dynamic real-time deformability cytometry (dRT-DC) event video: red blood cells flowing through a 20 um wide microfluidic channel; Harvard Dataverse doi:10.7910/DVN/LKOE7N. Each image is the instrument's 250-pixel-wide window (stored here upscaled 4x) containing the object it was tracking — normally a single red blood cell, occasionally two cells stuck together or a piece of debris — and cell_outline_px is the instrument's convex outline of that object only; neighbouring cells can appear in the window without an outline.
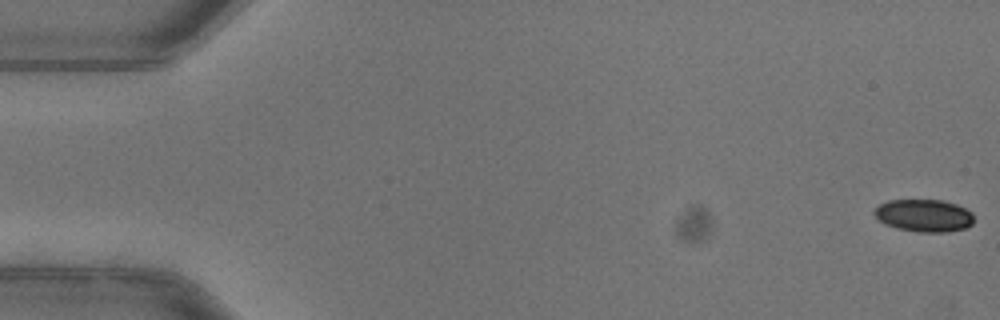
{"species": "common noctule bat (a hibernating species)", "species_latin": "Nyctalus noctula", "temperature_condition": "warm", "stored_images_in_passage": 53, "camera_frame_rate_fps": 3000, "um_per_image_px": 0.085, "animal": {"sex": "female"}, "frame": {"image": 1, "passage_image": 1, "time_ms": 0.0, "image_size_px": [1000, 320], "cell_outline_px": [[972, 224], [964, 228], [948, 232], [916, 232], [896, 228], [884, 224], [872, 212], [880, 204], [888, 200], [944, 200], [956, 204], [972, 212]], "centroid_in_image_um": [78.52, 18.32], "position_along_channel_um": 6.5, "area_um2": 18.84}}
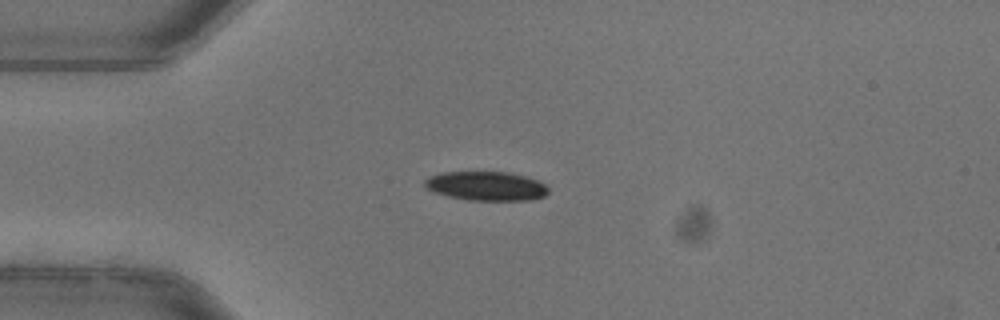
{"frame": {"image": 2, "passage_image": 14, "time_ms": 4.333, "image_size_px": [1000, 320], "cell_outline_px": [[548, 192], [544, 196], [528, 200], [468, 200], [448, 196], [436, 192], [428, 188], [424, 184], [424, 180], [428, 176], [440, 172], [508, 172], [524, 176], [536, 180], [544, 184], [548, 188]], "centroid_in_image_um": [41.3, 15.8], "position_along_channel_um": 43.7, "area_um2": 20.81}}
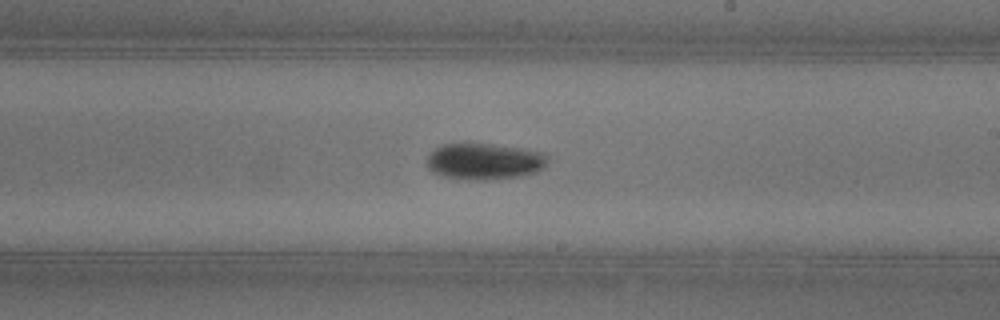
{"frame": {"image": 3, "passage_image": 31, "time_ms": 10.0, "image_size_px": [1000, 320], "cell_outline_px": [[548, 160], [544, 168], [536, 172], [520, 176], [484, 180], [480, 180], [444, 176], [432, 172], [428, 168], [428, 156], [440, 144], [468, 140], [524, 148], [544, 152], [548, 156]], "centroid_in_image_um": [41.18, 13.65], "position_along_channel_um": 247.8, "area_um2": 26.36}, "authors_computed_cell_mechanics": {"area_um2": 22.0796, "velocity_mm_per_s": 3.9698, "shape_relaxation_time_tau1_ms": 3.1368, "shape_relaxation_time_tau2_ms": null, "deformation_change_tau1": 0.144, "deformation_change_tau2": null}}